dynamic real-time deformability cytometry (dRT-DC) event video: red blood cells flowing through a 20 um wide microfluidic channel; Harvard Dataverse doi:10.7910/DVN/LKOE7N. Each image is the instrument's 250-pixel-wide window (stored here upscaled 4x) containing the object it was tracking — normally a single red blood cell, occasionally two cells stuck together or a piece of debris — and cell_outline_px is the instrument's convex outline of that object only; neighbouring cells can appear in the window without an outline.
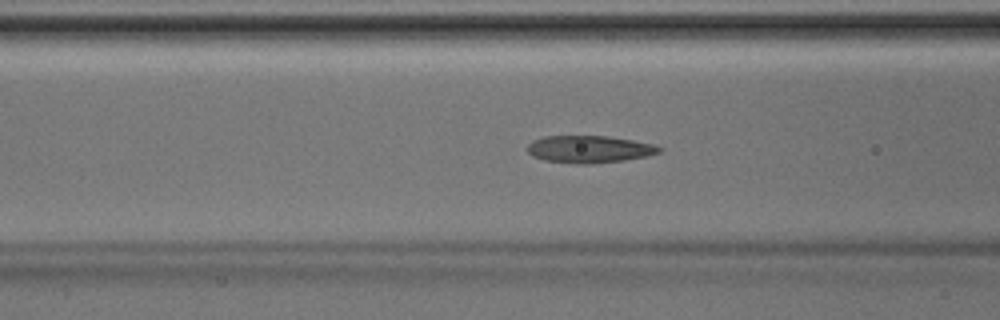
{"species": "Egyptian fruit bat (a non-hibernating species)", "species_latin": "Rousettus aegyptiacus", "temperature_condition": "room temperature", "stored_images_in_passage": 42, "camera_frame_rate_fps": 3000, "um_per_image_px": 0.085, "animal": {"sex": "male"}, "frame": {"image": 1, "passage_image": 14, "time_ms": 4.333, "image_size_px": [1000, 320], "cell_outline_px": [[664, 148], [660, 152], [648, 156], [624, 160], [588, 164], [580, 164], [544, 160], [532, 156], [528, 152], [528, 144], [532, 140], [544, 136], [608, 136], [656, 144]], "centroid_in_image_um": [50.12, 12.68], "position_along_channel_um": 116.5, "area_um2": 21.04}}
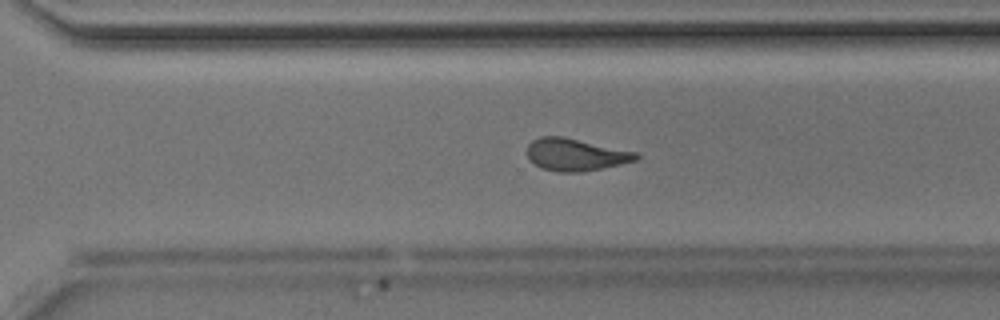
{"frame": {"image": 2, "passage_image": 28, "time_ms": 9.0, "image_size_px": [1000, 320], "cell_outline_px": [[640, 156], [636, 160], [620, 164], [580, 172], [560, 172], [540, 168], [528, 160], [528, 144], [532, 140], [540, 136], [564, 136], [636, 152]], "centroid_in_image_um": [48.88, 13.13], "position_along_channel_um": 321.7, "area_um2": 20.46}}
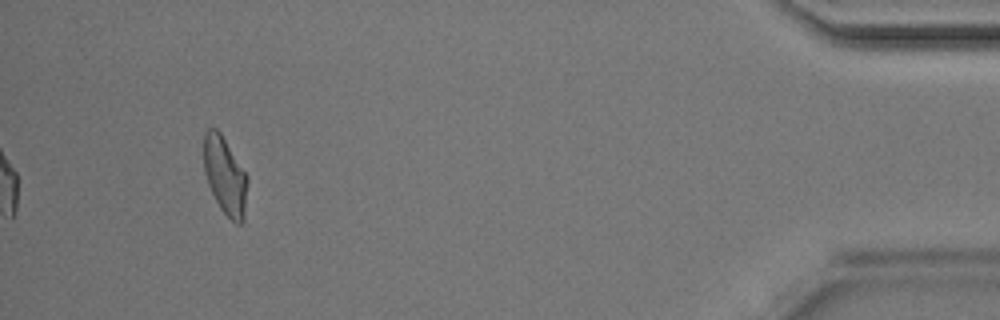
{"frame": {"image": 3, "passage_image": 39, "time_ms": 12.667, "image_size_px": [1000, 320], "cell_outline_px": [[248, 180], [244, 220], [240, 224], [236, 224], [220, 208], [208, 184], [204, 172], [204, 132], [208, 128], [216, 128], [220, 132], [248, 176]], "centroid_in_image_um": [19.13, 14.94], "position_along_channel_um": 416.1, "area_um2": 19.71}}